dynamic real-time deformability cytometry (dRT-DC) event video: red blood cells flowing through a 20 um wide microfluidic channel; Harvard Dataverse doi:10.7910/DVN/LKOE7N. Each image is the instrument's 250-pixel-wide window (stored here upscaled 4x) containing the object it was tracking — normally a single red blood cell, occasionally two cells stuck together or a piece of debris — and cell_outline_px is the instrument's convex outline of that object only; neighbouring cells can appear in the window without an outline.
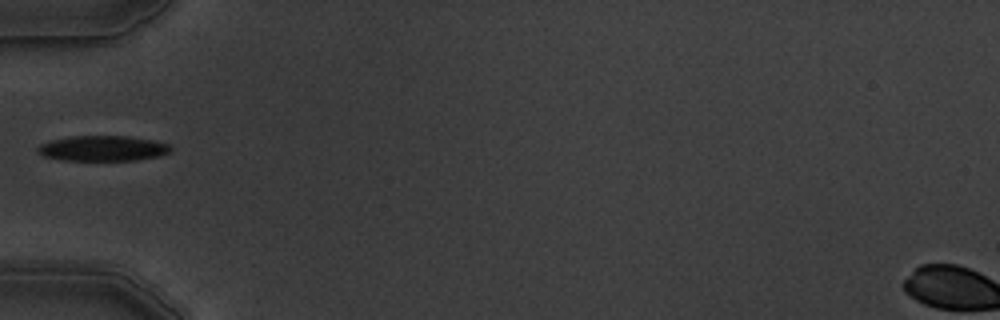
{"species": "common noctule bat (a hibernating species)", "species_latin": "Nyctalus noctula", "temperature_condition": "warm", "stored_images_in_passage": 2, "camera_frame_rate_fps": 3000, "um_per_image_px": 0.085, "animal": {"sex": "male", "body_mass_g": 19.5, "forearm_length_mm": 54.6}, "frame": {"image": 1, "passage_image": 1, "time_ms": 0.0, "image_size_px": [1000, 320], "cell_outline_px": [[172, 152], [160, 156], [136, 160], [64, 160], [44, 156], [36, 148], [40, 144], [52, 140], [72, 136], [128, 136], [156, 140], [172, 144]], "centroid_in_image_um": [8.84, 12.6], "position_along_channel_um": 76.2, "area_um2": 19.77}}